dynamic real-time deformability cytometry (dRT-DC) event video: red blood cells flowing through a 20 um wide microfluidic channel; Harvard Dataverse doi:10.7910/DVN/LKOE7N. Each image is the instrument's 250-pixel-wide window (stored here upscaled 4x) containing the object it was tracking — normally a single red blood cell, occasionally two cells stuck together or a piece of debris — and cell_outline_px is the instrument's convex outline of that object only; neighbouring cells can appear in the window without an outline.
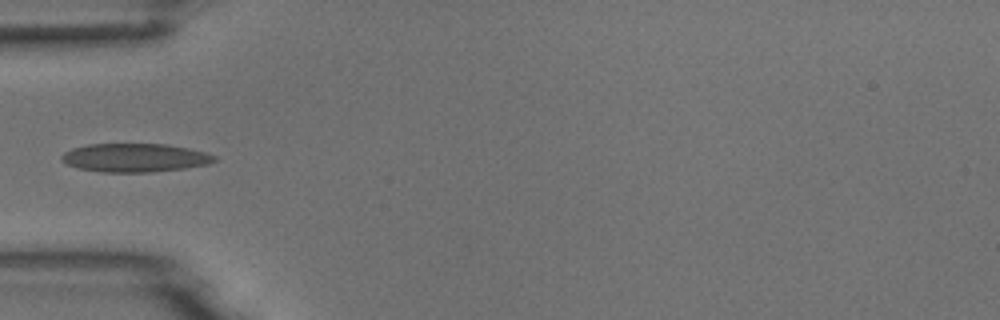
{"species": "common noctule bat (a hibernating species)", "species_latin": "Nyctalus noctula", "temperature_condition": "room temperature", "stored_images_in_passage": 5, "camera_frame_rate_fps": 3000, "um_per_image_px": 0.085, "animal": {"sex": "male", "body_mass_g": 18.8}, "frame": {"image": 1, "passage_image": 5, "time_ms": 5.333, "image_size_px": [1000, 320], "cell_outline_px": [[216, 160], [208, 164], [184, 168], [152, 172], [100, 172], [80, 168], [68, 164], [60, 160], [60, 156], [64, 152], [72, 148], [88, 144], [164, 144], [188, 148], [204, 152], [216, 156]], "centroid_in_image_um": [11.44, 13.4], "position_along_channel_um": 73.6, "area_um2": 25.32}}